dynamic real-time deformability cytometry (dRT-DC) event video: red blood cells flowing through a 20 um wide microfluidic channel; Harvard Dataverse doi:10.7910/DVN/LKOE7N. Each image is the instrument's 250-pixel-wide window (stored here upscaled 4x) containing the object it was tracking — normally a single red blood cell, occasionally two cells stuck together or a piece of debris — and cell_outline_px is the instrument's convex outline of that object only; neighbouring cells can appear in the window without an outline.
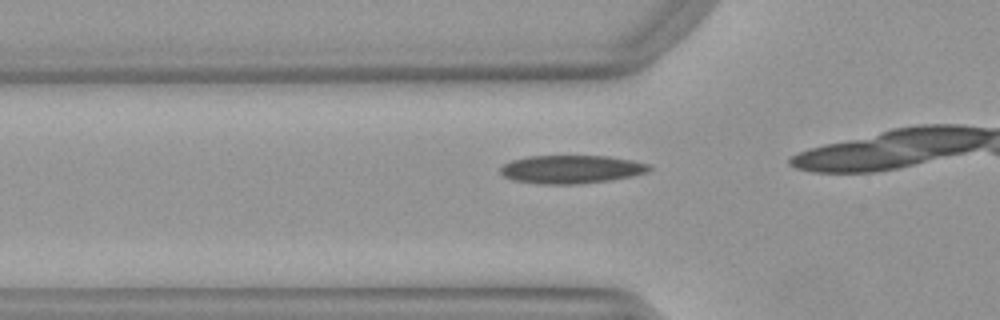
{"species": "Egyptian fruit bat (a non-hibernating species)", "species_latin": "Rousettus aegyptiacus", "temperature_condition": "warm", "stored_images_in_passage": 18, "camera_frame_rate_fps": 3000, "um_per_image_px": 0.085, "animal": {"sex": "female"}, "frame": {"image": 1, "passage_image": 11, "time_ms": 3.333, "image_size_px": [1000, 320], "cell_outline_px": [[652, 168], [648, 172], [632, 176], [608, 180], [576, 184], [540, 184], [512, 180], [504, 176], [500, 172], [500, 168], [504, 164], [512, 160], [528, 156], [608, 156], [632, 160], [652, 164]], "centroid_in_image_um": [48.58, 14.39], "position_along_channel_um": 77.2, "area_um2": 24.57}}